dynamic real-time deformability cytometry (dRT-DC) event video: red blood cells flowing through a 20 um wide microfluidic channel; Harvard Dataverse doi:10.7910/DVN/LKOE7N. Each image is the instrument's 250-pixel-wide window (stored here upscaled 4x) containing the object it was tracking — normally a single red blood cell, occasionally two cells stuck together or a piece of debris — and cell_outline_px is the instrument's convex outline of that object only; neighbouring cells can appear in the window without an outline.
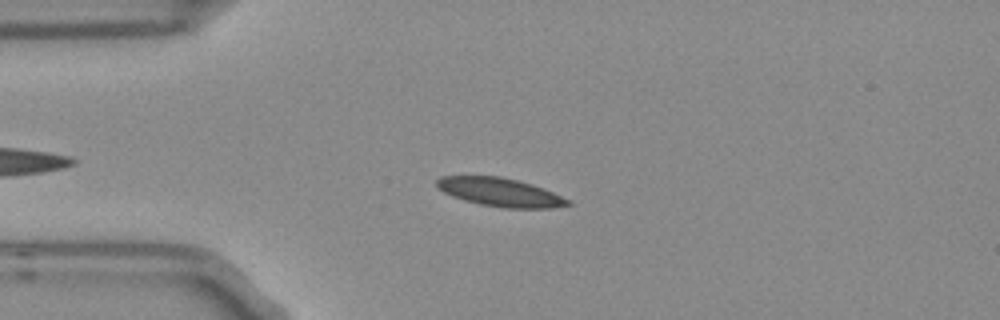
{"species": "Egyptian fruit bat (a non-hibernating species)", "species_latin": "Rousettus aegyptiacus", "temperature_condition": "room temperature", "stored_images_in_passage": 7, "camera_frame_rate_fps": 3000, "um_per_image_px": 0.085, "frame": {"image": 1, "passage_image": 2, "time_ms": 0.333, "image_size_px": [1000, 320], "cell_outline_px": [[572, 204], [552, 208], [504, 208], [480, 204], [464, 200], [452, 196], [444, 192], [436, 184], [436, 180], [440, 176], [500, 176], [532, 184], [572, 200]], "centroid_in_image_um": [42.53, 16.34], "position_along_channel_um": 42.5, "area_um2": 21.68}}
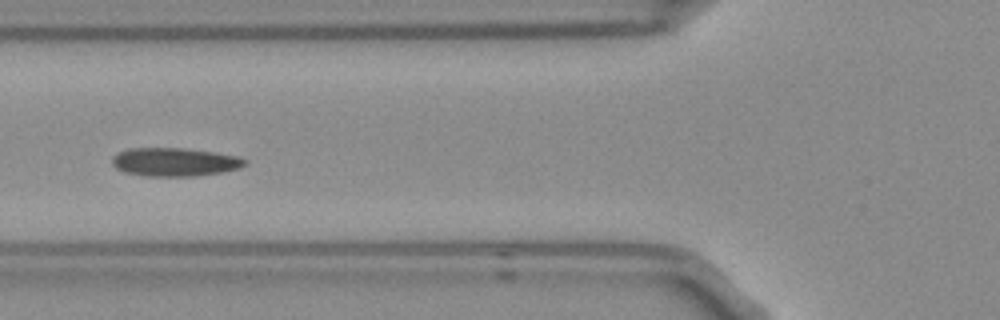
{"frame": {"image": 2, "passage_image": 4, "time_ms": 1.0, "image_size_px": [1000, 320], "cell_outline_px": [[248, 164], [240, 168], [224, 172], [196, 176], [148, 176], [124, 172], [116, 168], [112, 164], [112, 156], [128, 148], [180, 148], [212, 152], [236, 156], [248, 160]], "centroid_in_image_um": [14.86, 13.78], "position_along_channel_um": 110.9, "area_um2": 22.02}}
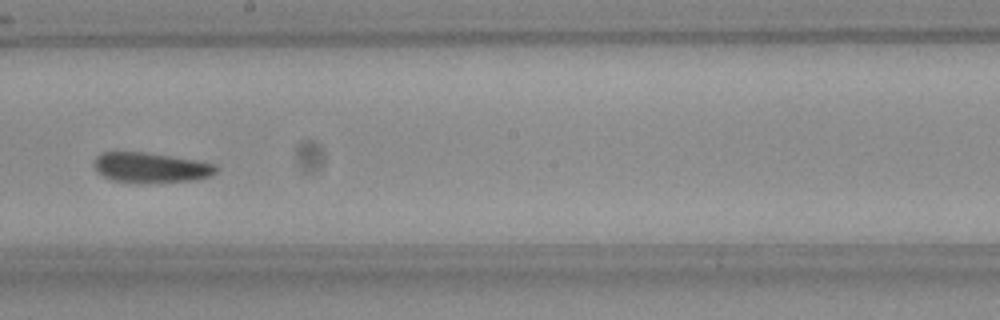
{"frame": {"image": 3, "passage_image": 7, "time_ms": 2.0, "image_size_px": [1000, 320], "cell_outline_px": [[216, 172], [208, 176], [196, 180], [148, 184], [136, 184], [112, 180], [96, 172], [92, 164], [96, 156], [100, 152], [144, 152], [216, 164]], "centroid_in_image_um": [12.73, 14.27], "position_along_channel_um": 235.5, "area_um2": 21.73}}